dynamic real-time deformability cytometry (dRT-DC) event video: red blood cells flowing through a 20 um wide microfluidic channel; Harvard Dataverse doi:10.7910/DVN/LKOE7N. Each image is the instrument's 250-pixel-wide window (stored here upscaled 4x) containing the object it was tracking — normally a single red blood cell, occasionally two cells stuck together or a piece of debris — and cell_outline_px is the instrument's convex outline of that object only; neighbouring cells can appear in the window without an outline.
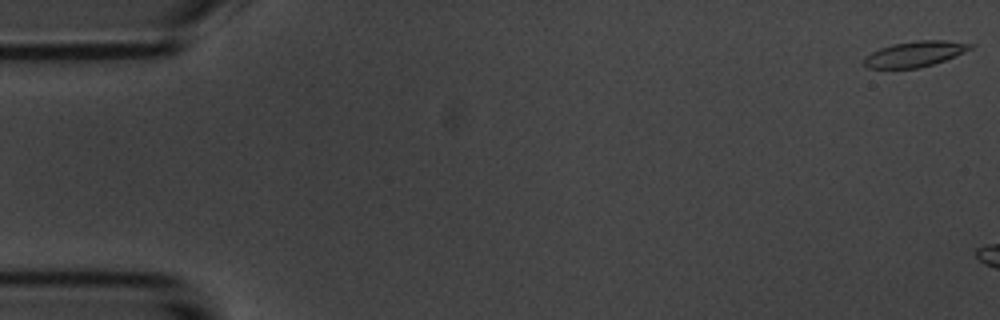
{"species": "common noctule bat (a hibernating species)", "species_latin": "Nyctalus noctula", "temperature_condition": "room temperature", "stored_images_in_passage": 6, "camera_frame_rate_fps": 3000, "um_per_image_px": 0.085, "animal": {"sex": "male", "body_mass_g": 20.1, "forearm_length_mm": 53.5}, "frame": {"image": 1, "passage_image": 1, "time_ms": 0.0, "image_size_px": [1000, 320], "cell_outline_px": [[976, 44], [972, 48], [964, 52], [944, 60], [920, 68], [868, 68], [864, 64], [864, 56], [880, 48], [892, 44], [916, 40], [944, 40]], "centroid_in_image_um": [77.76, 4.58], "position_along_channel_um": 7.2, "area_um2": 15.78}}